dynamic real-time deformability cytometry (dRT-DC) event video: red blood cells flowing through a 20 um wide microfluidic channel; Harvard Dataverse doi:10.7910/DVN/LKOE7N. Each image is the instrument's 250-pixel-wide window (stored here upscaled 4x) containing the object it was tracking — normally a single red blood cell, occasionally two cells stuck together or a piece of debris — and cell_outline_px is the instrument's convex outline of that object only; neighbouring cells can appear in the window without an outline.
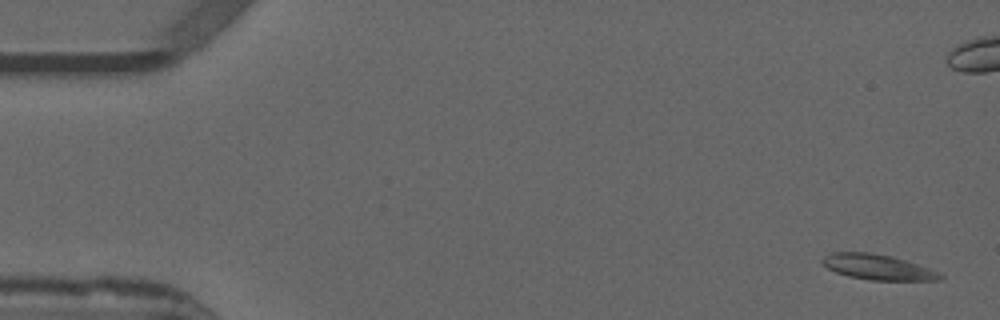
{"species": "common noctule bat (a hibernating species)", "species_latin": "Nyctalus noctula", "temperature_condition": "warm", "stored_images_in_passage": 53, "camera_frame_rate_fps": 3000, "um_per_image_px": 0.085, "animal": {"sex": "male", "forearm_length_mm": 52.5}, "frame": {"image": 1, "passage_image": 1, "time_ms": 0.0, "image_size_px": [1000, 320], "cell_outline_px": [[944, 276], [940, 280], [868, 280], [848, 276], [836, 272], [828, 268], [820, 260], [824, 256], [832, 252], [872, 252], [892, 256], [940, 272]], "centroid_in_image_um": [74.59, 22.7], "position_along_channel_um": 10.4, "area_um2": 17.34}}
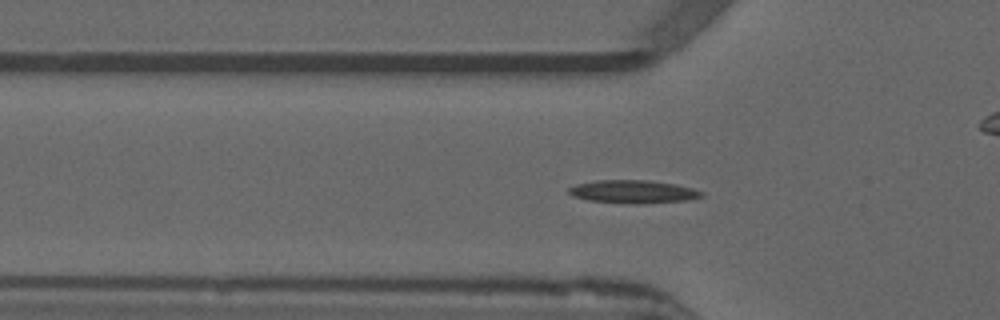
{"frame": {"image": 2, "passage_image": 16, "time_ms": 5.0, "image_size_px": [1000, 320], "cell_outline_px": [[704, 196], [688, 200], [636, 204], [588, 200], [572, 196], [568, 192], [568, 188], [576, 184], [596, 180], [648, 180], [676, 184], [692, 188], [704, 192]], "centroid_in_image_um": [53.82, 16.29], "position_along_channel_um": 72.0, "area_um2": 17.86}}
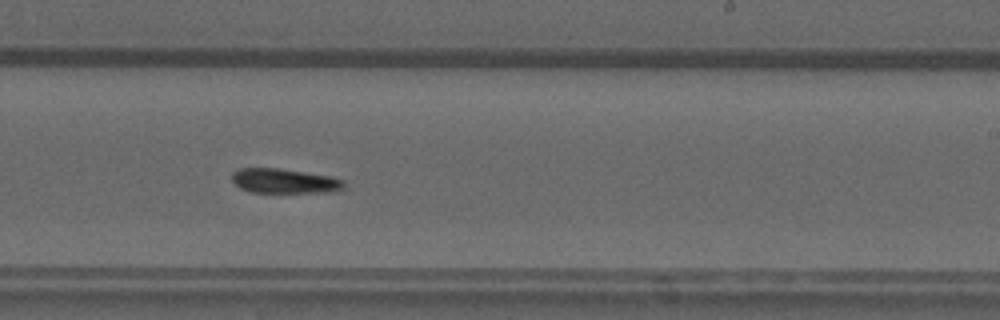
{"frame": {"image": 3, "passage_image": 31, "time_ms": 10.0, "image_size_px": [1000, 320], "cell_outline_px": [[344, 188], [336, 192], [252, 192], [240, 188], [232, 180], [232, 172], [240, 168], [280, 168], [332, 176], [344, 180]], "centroid_in_image_um": [24.21, 15.38], "position_along_channel_um": 264.8, "area_um2": 16.18}, "authors_computed_cell_mechanics": {"area_um2": 16.5886, "velocity_mm_per_s": 3.8622, "shape_relaxation_time_tau1_ms": 7.5082, "shape_relaxation_time_tau2_ms": null, "deformation_change_tau1": 0.1585, "deformation_change_tau2": null}}